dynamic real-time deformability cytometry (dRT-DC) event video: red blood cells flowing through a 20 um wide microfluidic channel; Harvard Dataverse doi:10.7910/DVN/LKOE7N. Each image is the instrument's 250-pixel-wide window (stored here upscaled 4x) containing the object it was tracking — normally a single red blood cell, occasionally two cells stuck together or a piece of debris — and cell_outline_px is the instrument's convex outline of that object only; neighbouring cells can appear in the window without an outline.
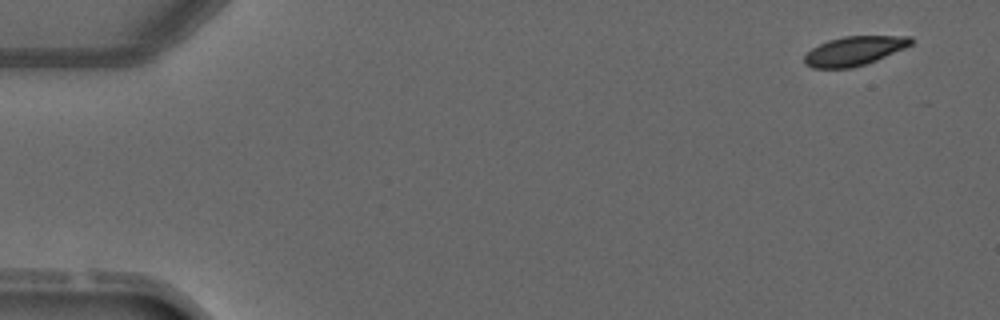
{"species": "common noctule bat (a hibernating species)", "species_latin": "Nyctalus noctula", "temperature_condition": "warm", "stored_images_in_passage": 3, "camera_frame_rate_fps": 3000, "um_per_image_px": 0.085, "animal": {"sex": "male", "forearm_length_mm": 52.5}, "frame": {"image": 1, "passage_image": 1, "time_ms": 0.0, "image_size_px": [1000, 320], "cell_outline_px": [[912, 44], [904, 48], [876, 60], [852, 68], [812, 68], [804, 64], [804, 56], [812, 48], [828, 40], [844, 36], [912, 36]], "centroid_in_image_um": [72.59, 4.32], "position_along_channel_um": 12.4, "area_um2": 17.98}}
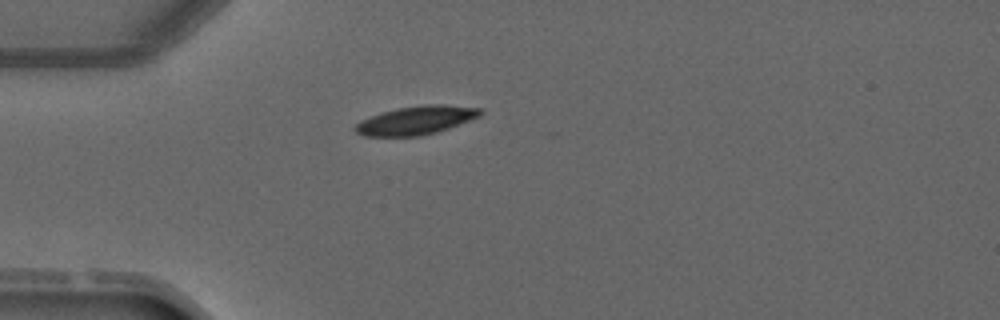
{"frame": {"image": 2, "passage_image": 3, "time_ms": 3.333, "image_size_px": [1000, 320], "cell_outline_px": [[484, 112], [480, 116], [448, 128], [436, 132], [420, 136], [364, 136], [356, 132], [352, 128], [360, 120], [396, 108], [424, 104], [444, 104], [480, 108]], "centroid_in_image_um": [35.36, 10.22], "position_along_channel_um": 49.6, "area_um2": 20.75}}